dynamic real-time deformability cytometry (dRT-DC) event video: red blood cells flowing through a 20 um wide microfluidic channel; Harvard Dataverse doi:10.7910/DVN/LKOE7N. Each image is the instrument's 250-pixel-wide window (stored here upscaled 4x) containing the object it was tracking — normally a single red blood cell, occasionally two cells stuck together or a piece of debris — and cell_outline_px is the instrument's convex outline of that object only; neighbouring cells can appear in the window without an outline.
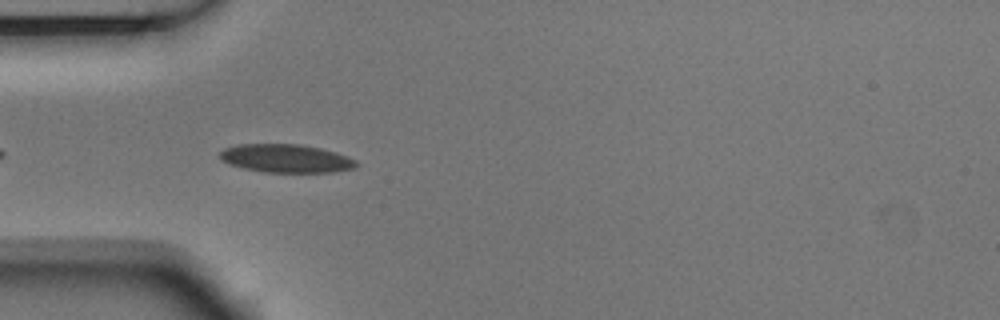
{"species": "Egyptian fruit bat (a non-hibernating species)", "species_latin": "Rousettus aegyptiacus", "temperature_condition": "room temperature", "stored_images_in_passage": 5, "camera_frame_rate_fps": 3000, "um_per_image_px": 0.085, "animal": {"sex": "male"}, "frame": {"image": 1, "passage_image": 4, "time_ms": 1.0, "image_size_px": [1000, 320], "cell_outline_px": [[360, 164], [356, 168], [332, 172], [264, 172], [244, 168], [228, 164], [220, 160], [220, 152], [224, 148], [236, 144], [296, 144], [320, 148], [336, 152], [348, 156], [356, 160]], "centroid_in_image_um": [24.32, 13.46], "position_along_channel_um": 60.7, "area_um2": 22.66}}
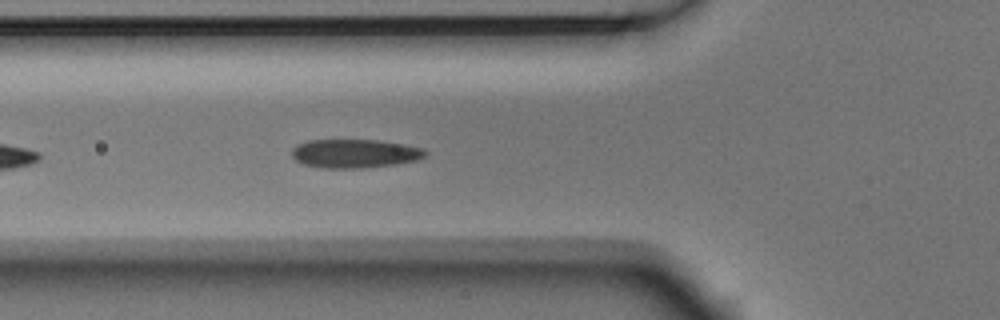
{"frame": {"image": 2, "passage_image": 5, "time_ms": 1.333, "image_size_px": [1000, 320], "cell_outline_px": [[428, 152], [424, 156], [416, 160], [396, 164], [364, 168], [324, 168], [304, 164], [296, 160], [292, 156], [292, 148], [296, 144], [308, 140], [376, 140], [404, 144], [424, 148]], "centroid_in_image_um": [30.15, 13.04], "position_along_channel_um": 95.7, "area_um2": 22.37}}